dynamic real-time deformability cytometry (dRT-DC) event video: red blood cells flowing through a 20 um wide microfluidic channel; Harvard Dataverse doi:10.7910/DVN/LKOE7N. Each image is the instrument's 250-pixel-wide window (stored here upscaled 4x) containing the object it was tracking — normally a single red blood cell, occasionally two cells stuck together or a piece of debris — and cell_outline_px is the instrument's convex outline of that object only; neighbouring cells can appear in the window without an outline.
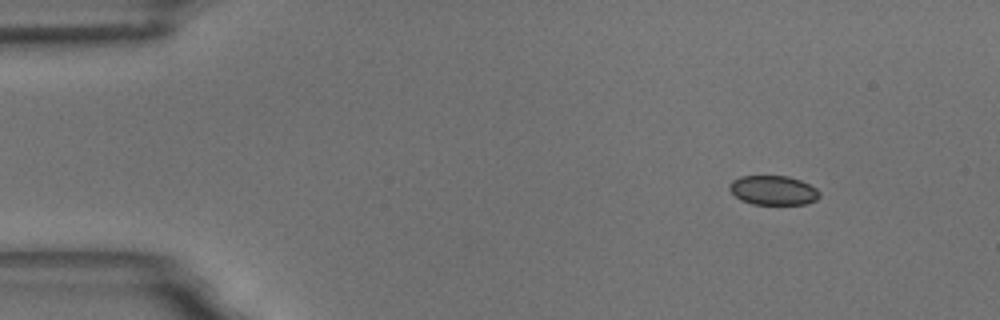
{"species": "common noctule bat (a hibernating species)", "species_latin": "Nyctalus noctula", "temperature_condition": "room temperature", "stored_images_in_passage": 4, "camera_frame_rate_fps": 3000, "um_per_image_px": 0.085, "animal": {"sex": "male", "body_mass_g": 18.8}, "frame": {"image": 1, "passage_image": 1, "time_ms": 0.0, "image_size_px": [1000, 320], "cell_outline_px": [[820, 196], [816, 200], [808, 204], [752, 204], [740, 200], [728, 188], [728, 184], [732, 180], [740, 176], [788, 176], [800, 180], [816, 188], [820, 192]], "centroid_in_image_um": [65.72, 16.17], "position_along_channel_um": 19.3, "area_um2": 15.49}}